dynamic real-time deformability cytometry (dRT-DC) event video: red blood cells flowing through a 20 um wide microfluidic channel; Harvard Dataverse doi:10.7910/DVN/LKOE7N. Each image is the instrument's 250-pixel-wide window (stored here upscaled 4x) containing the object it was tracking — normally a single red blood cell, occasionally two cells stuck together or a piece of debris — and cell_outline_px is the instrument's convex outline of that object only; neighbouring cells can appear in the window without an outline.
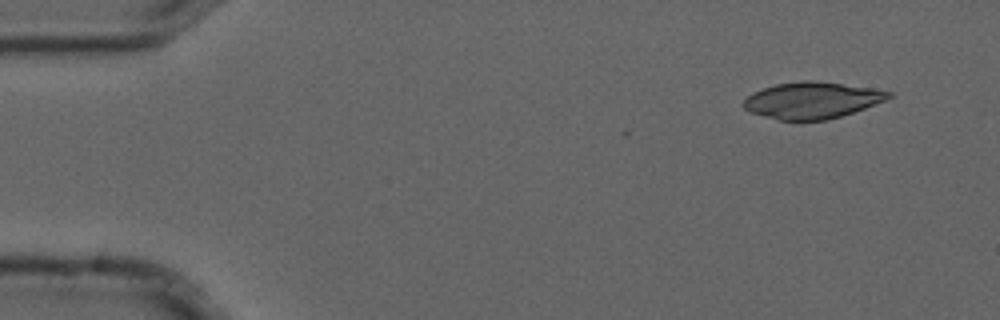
{"species": "common noctule bat (a hibernating species)", "species_latin": "Nyctalus noctula", "temperature_condition": "cold", "stored_images_in_passage": 5, "camera_frame_rate_fps": 3000, "um_per_image_px": 0.085, "animal": {"sex": "male", "forearm_length_mm": 52.5}, "frame": {"image": 1, "passage_image": 1, "time_ms": 0.0, "image_size_px": [1000, 320], "cell_outline_px": [[892, 96], [884, 100], [864, 108], [840, 116], [824, 120], [776, 120], [752, 112], [744, 108], [744, 100], [752, 92], [776, 84], [804, 80], [812, 80], [872, 88], [892, 92]], "centroid_in_image_um": [69.0, 8.52], "position_along_channel_um": 16.0, "area_um2": 30.4}}